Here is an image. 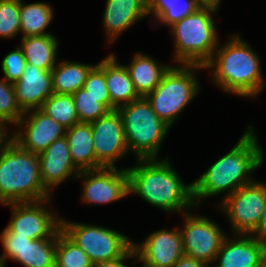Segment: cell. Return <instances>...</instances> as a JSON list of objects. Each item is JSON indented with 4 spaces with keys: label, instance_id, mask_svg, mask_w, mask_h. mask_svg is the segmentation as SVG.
Returning <instances> with one entry per match:
<instances>
[{
    "label": "cell",
    "instance_id": "f546056e",
    "mask_svg": "<svg viewBox=\"0 0 266 267\" xmlns=\"http://www.w3.org/2000/svg\"><path fill=\"white\" fill-rule=\"evenodd\" d=\"M24 115L18 105L12 83L0 80V124L15 126Z\"/></svg>",
    "mask_w": 266,
    "mask_h": 267
},
{
    "label": "cell",
    "instance_id": "9a60e30c",
    "mask_svg": "<svg viewBox=\"0 0 266 267\" xmlns=\"http://www.w3.org/2000/svg\"><path fill=\"white\" fill-rule=\"evenodd\" d=\"M15 127L16 131L12 130L14 141L22 149L37 155L65 136V128L40 109L24 112Z\"/></svg>",
    "mask_w": 266,
    "mask_h": 267
},
{
    "label": "cell",
    "instance_id": "7a4b0ae2",
    "mask_svg": "<svg viewBox=\"0 0 266 267\" xmlns=\"http://www.w3.org/2000/svg\"><path fill=\"white\" fill-rule=\"evenodd\" d=\"M169 157L164 159H136L127 167L129 195L135 194L146 203L167 213H185L196 206L193 184H184Z\"/></svg>",
    "mask_w": 266,
    "mask_h": 267
},
{
    "label": "cell",
    "instance_id": "7c38bea8",
    "mask_svg": "<svg viewBox=\"0 0 266 267\" xmlns=\"http://www.w3.org/2000/svg\"><path fill=\"white\" fill-rule=\"evenodd\" d=\"M3 252L0 255V265L12 260L24 267H55L56 238L29 239L27 236H17L6 227L0 234Z\"/></svg>",
    "mask_w": 266,
    "mask_h": 267
},
{
    "label": "cell",
    "instance_id": "83f0119b",
    "mask_svg": "<svg viewBox=\"0 0 266 267\" xmlns=\"http://www.w3.org/2000/svg\"><path fill=\"white\" fill-rule=\"evenodd\" d=\"M39 109L61 124L65 130L79 123L72 94L53 93Z\"/></svg>",
    "mask_w": 266,
    "mask_h": 267
},
{
    "label": "cell",
    "instance_id": "836d02e7",
    "mask_svg": "<svg viewBox=\"0 0 266 267\" xmlns=\"http://www.w3.org/2000/svg\"><path fill=\"white\" fill-rule=\"evenodd\" d=\"M26 60L22 48L18 45L14 50L10 51L2 60L1 68L4 79L14 84L23 75Z\"/></svg>",
    "mask_w": 266,
    "mask_h": 267
},
{
    "label": "cell",
    "instance_id": "6da1fadb",
    "mask_svg": "<svg viewBox=\"0 0 266 267\" xmlns=\"http://www.w3.org/2000/svg\"><path fill=\"white\" fill-rule=\"evenodd\" d=\"M264 154L253 125L249 124L230 151L192 182L195 206L199 207L207 197H216L222 193L224 199L240 187L253 182L251 173L262 166Z\"/></svg>",
    "mask_w": 266,
    "mask_h": 267
},
{
    "label": "cell",
    "instance_id": "f1b7e54d",
    "mask_svg": "<svg viewBox=\"0 0 266 267\" xmlns=\"http://www.w3.org/2000/svg\"><path fill=\"white\" fill-rule=\"evenodd\" d=\"M55 267H94L85 251L61 230L57 233Z\"/></svg>",
    "mask_w": 266,
    "mask_h": 267
},
{
    "label": "cell",
    "instance_id": "d6986e66",
    "mask_svg": "<svg viewBox=\"0 0 266 267\" xmlns=\"http://www.w3.org/2000/svg\"><path fill=\"white\" fill-rule=\"evenodd\" d=\"M102 17L107 45L137 21L148 16V0H106Z\"/></svg>",
    "mask_w": 266,
    "mask_h": 267
},
{
    "label": "cell",
    "instance_id": "44dd1931",
    "mask_svg": "<svg viewBox=\"0 0 266 267\" xmlns=\"http://www.w3.org/2000/svg\"><path fill=\"white\" fill-rule=\"evenodd\" d=\"M71 159L79 171L104 168L95 157L91 123L79 122L65 130Z\"/></svg>",
    "mask_w": 266,
    "mask_h": 267
},
{
    "label": "cell",
    "instance_id": "8992f818",
    "mask_svg": "<svg viewBox=\"0 0 266 267\" xmlns=\"http://www.w3.org/2000/svg\"><path fill=\"white\" fill-rule=\"evenodd\" d=\"M201 69L204 71V66L197 64H172L160 84L146 96L153 111L170 128L199 94L201 86L196 71Z\"/></svg>",
    "mask_w": 266,
    "mask_h": 267
},
{
    "label": "cell",
    "instance_id": "ac0fdd59",
    "mask_svg": "<svg viewBox=\"0 0 266 267\" xmlns=\"http://www.w3.org/2000/svg\"><path fill=\"white\" fill-rule=\"evenodd\" d=\"M40 178L44 187L53 195V189L74 180L79 170L74 166L67 138L55 140L44 152L38 154Z\"/></svg>",
    "mask_w": 266,
    "mask_h": 267
},
{
    "label": "cell",
    "instance_id": "f35d334b",
    "mask_svg": "<svg viewBox=\"0 0 266 267\" xmlns=\"http://www.w3.org/2000/svg\"><path fill=\"white\" fill-rule=\"evenodd\" d=\"M200 7H211L219 10V5L222 0H195Z\"/></svg>",
    "mask_w": 266,
    "mask_h": 267
},
{
    "label": "cell",
    "instance_id": "484cf974",
    "mask_svg": "<svg viewBox=\"0 0 266 267\" xmlns=\"http://www.w3.org/2000/svg\"><path fill=\"white\" fill-rule=\"evenodd\" d=\"M46 2L25 4L20 0V33L22 37L50 35L47 27L54 19V11Z\"/></svg>",
    "mask_w": 266,
    "mask_h": 267
},
{
    "label": "cell",
    "instance_id": "e575fe53",
    "mask_svg": "<svg viewBox=\"0 0 266 267\" xmlns=\"http://www.w3.org/2000/svg\"><path fill=\"white\" fill-rule=\"evenodd\" d=\"M8 127L10 126L6 124H0V158L14 141V133L10 132L9 134Z\"/></svg>",
    "mask_w": 266,
    "mask_h": 267
},
{
    "label": "cell",
    "instance_id": "ba28073f",
    "mask_svg": "<svg viewBox=\"0 0 266 267\" xmlns=\"http://www.w3.org/2000/svg\"><path fill=\"white\" fill-rule=\"evenodd\" d=\"M61 231L85 251L94 265L123 258L133 248L129 236L108 227L61 217Z\"/></svg>",
    "mask_w": 266,
    "mask_h": 267
},
{
    "label": "cell",
    "instance_id": "ffe728a7",
    "mask_svg": "<svg viewBox=\"0 0 266 267\" xmlns=\"http://www.w3.org/2000/svg\"><path fill=\"white\" fill-rule=\"evenodd\" d=\"M15 96L23 112L39 109L54 93L51 71L25 64L21 78L14 84Z\"/></svg>",
    "mask_w": 266,
    "mask_h": 267
},
{
    "label": "cell",
    "instance_id": "4dcf8cb0",
    "mask_svg": "<svg viewBox=\"0 0 266 267\" xmlns=\"http://www.w3.org/2000/svg\"><path fill=\"white\" fill-rule=\"evenodd\" d=\"M79 122L91 123L105 116L110 110L99 99L81 88L72 94Z\"/></svg>",
    "mask_w": 266,
    "mask_h": 267
},
{
    "label": "cell",
    "instance_id": "4fadbf2b",
    "mask_svg": "<svg viewBox=\"0 0 266 267\" xmlns=\"http://www.w3.org/2000/svg\"><path fill=\"white\" fill-rule=\"evenodd\" d=\"M120 168L80 171L76 179H83L82 202L106 205L129 196L128 172L126 167Z\"/></svg>",
    "mask_w": 266,
    "mask_h": 267
},
{
    "label": "cell",
    "instance_id": "ab89813d",
    "mask_svg": "<svg viewBox=\"0 0 266 267\" xmlns=\"http://www.w3.org/2000/svg\"><path fill=\"white\" fill-rule=\"evenodd\" d=\"M136 257V258H135ZM133 258H134V260H133V264L135 263H138V262H141L142 263V267H152V266H149V265H147L146 263H144L143 261H141L135 254H134V256H133ZM129 267H131V266H129Z\"/></svg>",
    "mask_w": 266,
    "mask_h": 267
},
{
    "label": "cell",
    "instance_id": "e0dca14e",
    "mask_svg": "<svg viewBox=\"0 0 266 267\" xmlns=\"http://www.w3.org/2000/svg\"><path fill=\"white\" fill-rule=\"evenodd\" d=\"M233 237L225 236L213 267H259L266 255V241L252 234Z\"/></svg>",
    "mask_w": 266,
    "mask_h": 267
},
{
    "label": "cell",
    "instance_id": "8d00e7d4",
    "mask_svg": "<svg viewBox=\"0 0 266 267\" xmlns=\"http://www.w3.org/2000/svg\"><path fill=\"white\" fill-rule=\"evenodd\" d=\"M135 252L134 249L132 248L123 258L116 259L113 261H107V262H102L95 264L94 267H129L125 264L127 260H131L134 256Z\"/></svg>",
    "mask_w": 266,
    "mask_h": 267
},
{
    "label": "cell",
    "instance_id": "30bf717a",
    "mask_svg": "<svg viewBox=\"0 0 266 267\" xmlns=\"http://www.w3.org/2000/svg\"><path fill=\"white\" fill-rule=\"evenodd\" d=\"M51 198L35 201L5 204L11 209V220L6 228L17 236H27L29 239L57 238L61 230V218L48 209Z\"/></svg>",
    "mask_w": 266,
    "mask_h": 267
},
{
    "label": "cell",
    "instance_id": "52a82bcc",
    "mask_svg": "<svg viewBox=\"0 0 266 267\" xmlns=\"http://www.w3.org/2000/svg\"><path fill=\"white\" fill-rule=\"evenodd\" d=\"M123 121L126 144L136 159H159V150L170 127L153 111L146 97L117 108Z\"/></svg>",
    "mask_w": 266,
    "mask_h": 267
},
{
    "label": "cell",
    "instance_id": "60d3db41",
    "mask_svg": "<svg viewBox=\"0 0 266 267\" xmlns=\"http://www.w3.org/2000/svg\"><path fill=\"white\" fill-rule=\"evenodd\" d=\"M259 267H266V255H265L264 259L261 261V264Z\"/></svg>",
    "mask_w": 266,
    "mask_h": 267
},
{
    "label": "cell",
    "instance_id": "9c48e42d",
    "mask_svg": "<svg viewBox=\"0 0 266 267\" xmlns=\"http://www.w3.org/2000/svg\"><path fill=\"white\" fill-rule=\"evenodd\" d=\"M266 204V183L254 180L215 204L225 213L233 234H252Z\"/></svg>",
    "mask_w": 266,
    "mask_h": 267
},
{
    "label": "cell",
    "instance_id": "4316f807",
    "mask_svg": "<svg viewBox=\"0 0 266 267\" xmlns=\"http://www.w3.org/2000/svg\"><path fill=\"white\" fill-rule=\"evenodd\" d=\"M199 7L195 0H148V15L169 28Z\"/></svg>",
    "mask_w": 266,
    "mask_h": 267
},
{
    "label": "cell",
    "instance_id": "3957f363",
    "mask_svg": "<svg viewBox=\"0 0 266 267\" xmlns=\"http://www.w3.org/2000/svg\"><path fill=\"white\" fill-rule=\"evenodd\" d=\"M218 43L212 58L204 65L211 82L228 94L256 98L266 86L258 53L240 35Z\"/></svg>",
    "mask_w": 266,
    "mask_h": 267
},
{
    "label": "cell",
    "instance_id": "74e56055",
    "mask_svg": "<svg viewBox=\"0 0 266 267\" xmlns=\"http://www.w3.org/2000/svg\"><path fill=\"white\" fill-rule=\"evenodd\" d=\"M252 235L266 241V204L262 212L258 228L252 233Z\"/></svg>",
    "mask_w": 266,
    "mask_h": 267
},
{
    "label": "cell",
    "instance_id": "5bb4252c",
    "mask_svg": "<svg viewBox=\"0 0 266 267\" xmlns=\"http://www.w3.org/2000/svg\"><path fill=\"white\" fill-rule=\"evenodd\" d=\"M96 160L104 168H115V163L130 154L124 133V125L118 110L91 122Z\"/></svg>",
    "mask_w": 266,
    "mask_h": 267
},
{
    "label": "cell",
    "instance_id": "d590c367",
    "mask_svg": "<svg viewBox=\"0 0 266 267\" xmlns=\"http://www.w3.org/2000/svg\"><path fill=\"white\" fill-rule=\"evenodd\" d=\"M210 267V265L198 261L197 259L183 254L181 258L173 265V267Z\"/></svg>",
    "mask_w": 266,
    "mask_h": 267
},
{
    "label": "cell",
    "instance_id": "277c9868",
    "mask_svg": "<svg viewBox=\"0 0 266 267\" xmlns=\"http://www.w3.org/2000/svg\"><path fill=\"white\" fill-rule=\"evenodd\" d=\"M52 197L41 182L38 155L13 141L0 158V204L35 202Z\"/></svg>",
    "mask_w": 266,
    "mask_h": 267
},
{
    "label": "cell",
    "instance_id": "d4e9b609",
    "mask_svg": "<svg viewBox=\"0 0 266 267\" xmlns=\"http://www.w3.org/2000/svg\"><path fill=\"white\" fill-rule=\"evenodd\" d=\"M58 63L51 70L53 92L57 94H73L81 89L88 73L96 65L69 60Z\"/></svg>",
    "mask_w": 266,
    "mask_h": 267
},
{
    "label": "cell",
    "instance_id": "1f68e13d",
    "mask_svg": "<svg viewBox=\"0 0 266 267\" xmlns=\"http://www.w3.org/2000/svg\"><path fill=\"white\" fill-rule=\"evenodd\" d=\"M89 95L99 99V103L104 104L110 111L117 108L111 103L105 79V58L97 63L88 73L82 87Z\"/></svg>",
    "mask_w": 266,
    "mask_h": 267
},
{
    "label": "cell",
    "instance_id": "2e32d148",
    "mask_svg": "<svg viewBox=\"0 0 266 267\" xmlns=\"http://www.w3.org/2000/svg\"><path fill=\"white\" fill-rule=\"evenodd\" d=\"M142 242L133 241L135 255L152 267H173L184 254L179 227L154 231Z\"/></svg>",
    "mask_w": 266,
    "mask_h": 267
},
{
    "label": "cell",
    "instance_id": "603a6c76",
    "mask_svg": "<svg viewBox=\"0 0 266 267\" xmlns=\"http://www.w3.org/2000/svg\"><path fill=\"white\" fill-rule=\"evenodd\" d=\"M114 53L105 57V79L111 103L116 107L140 98L124 64L118 63Z\"/></svg>",
    "mask_w": 266,
    "mask_h": 267
},
{
    "label": "cell",
    "instance_id": "d6a6232c",
    "mask_svg": "<svg viewBox=\"0 0 266 267\" xmlns=\"http://www.w3.org/2000/svg\"><path fill=\"white\" fill-rule=\"evenodd\" d=\"M20 0H0V38L20 34Z\"/></svg>",
    "mask_w": 266,
    "mask_h": 267
},
{
    "label": "cell",
    "instance_id": "8fae6325",
    "mask_svg": "<svg viewBox=\"0 0 266 267\" xmlns=\"http://www.w3.org/2000/svg\"><path fill=\"white\" fill-rule=\"evenodd\" d=\"M192 211L182 213L184 222L182 229V246L185 255L198 261L213 265L220 246L227 235L221 227L205 215L192 214Z\"/></svg>",
    "mask_w": 266,
    "mask_h": 267
},
{
    "label": "cell",
    "instance_id": "5b68a950",
    "mask_svg": "<svg viewBox=\"0 0 266 267\" xmlns=\"http://www.w3.org/2000/svg\"><path fill=\"white\" fill-rule=\"evenodd\" d=\"M218 10L199 7L190 15L169 27L174 40L173 60L175 64H197L204 66L215 52L219 41L213 15Z\"/></svg>",
    "mask_w": 266,
    "mask_h": 267
},
{
    "label": "cell",
    "instance_id": "7402d4cb",
    "mask_svg": "<svg viewBox=\"0 0 266 267\" xmlns=\"http://www.w3.org/2000/svg\"><path fill=\"white\" fill-rule=\"evenodd\" d=\"M171 65L161 64L150 55L138 51L125 67L138 95L146 97L160 84L162 76Z\"/></svg>",
    "mask_w": 266,
    "mask_h": 267
},
{
    "label": "cell",
    "instance_id": "cb8c5ba5",
    "mask_svg": "<svg viewBox=\"0 0 266 267\" xmlns=\"http://www.w3.org/2000/svg\"><path fill=\"white\" fill-rule=\"evenodd\" d=\"M19 46L26 63L46 71H51L56 66L59 40L55 35L21 37Z\"/></svg>",
    "mask_w": 266,
    "mask_h": 267
}]
</instances>
